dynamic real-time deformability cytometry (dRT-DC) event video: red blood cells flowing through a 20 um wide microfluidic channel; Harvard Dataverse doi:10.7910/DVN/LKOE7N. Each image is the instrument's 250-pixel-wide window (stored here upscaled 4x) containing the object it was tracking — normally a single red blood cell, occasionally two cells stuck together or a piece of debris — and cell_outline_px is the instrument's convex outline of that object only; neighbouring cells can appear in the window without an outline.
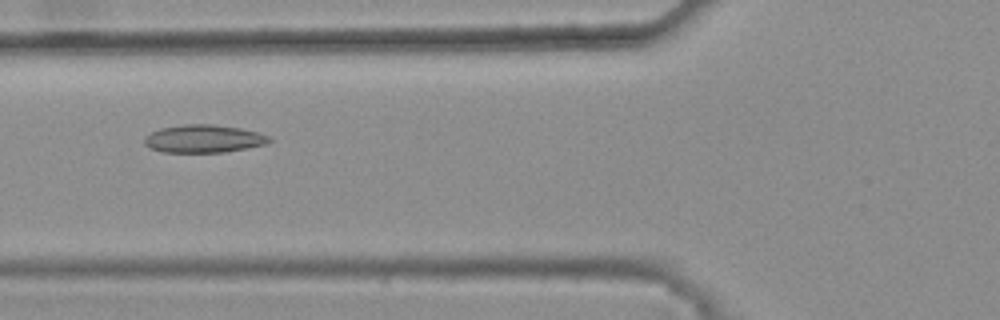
{"species": "common noctule bat (a hibernating species)", "species_latin": "Nyctalus noctula", "temperature_condition": "warm", "stored_images_in_passage": 6, "camera_frame_rate_fps": 3000, "um_per_image_px": 0.085, "animal": {"sex": "female", "body_mass_g": 25.1}, "frame": {"image": 1, "passage_image": 4, "time_ms": 1.0, "image_size_px": [1000, 320], "cell_outline_px": [[272, 140], [268, 144], [224, 152], [164, 152], [152, 148], [144, 144], [144, 136], [160, 128], [184, 124], [212, 124], [240, 128], [256, 132], [268, 136]], "centroid_in_image_um": [17.31, 11.79], "position_along_channel_um": 108.5, "area_um2": 20.17}}
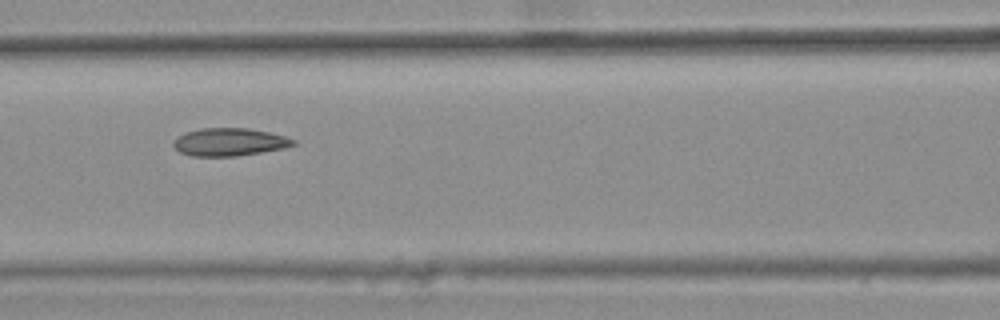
{"frame": {"image": 2, "passage_image": 5, "time_ms": 1.333, "image_size_px": [1000, 320], "cell_outline_px": [[296, 144], [284, 148], [236, 156], [192, 156], [180, 152], [172, 144], [180, 136], [188, 132], [200, 128], [248, 128], [268, 132], [284, 136], [296, 140]], "centroid_in_image_um": [19.53, 12.07], "position_along_channel_um": 147.1, "area_um2": 19.13}}
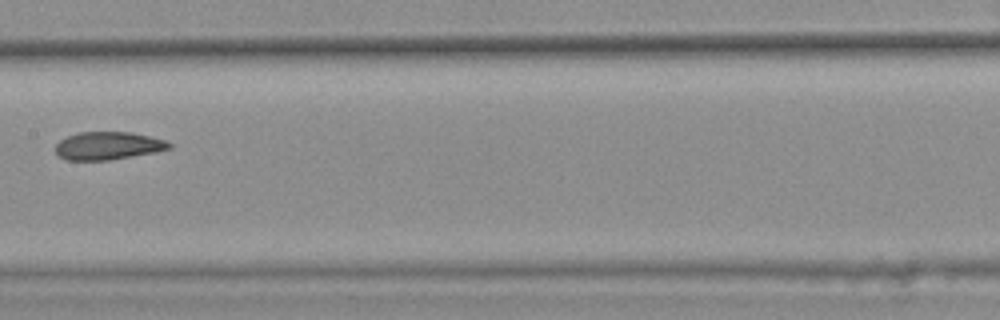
{"frame": {"image": 3, "passage_image": 6, "time_ms": 1.667, "image_size_px": [1000, 320], "cell_outline_px": [[172, 148], [156, 152], [108, 160], [68, 160], [60, 156], [56, 152], [56, 144], [60, 140], [68, 136], [80, 132], [132, 132], [164, 140], [172, 144]], "centroid_in_image_um": [9.2, 12.39], "position_along_channel_um": 198.2, "area_um2": 18.32}}